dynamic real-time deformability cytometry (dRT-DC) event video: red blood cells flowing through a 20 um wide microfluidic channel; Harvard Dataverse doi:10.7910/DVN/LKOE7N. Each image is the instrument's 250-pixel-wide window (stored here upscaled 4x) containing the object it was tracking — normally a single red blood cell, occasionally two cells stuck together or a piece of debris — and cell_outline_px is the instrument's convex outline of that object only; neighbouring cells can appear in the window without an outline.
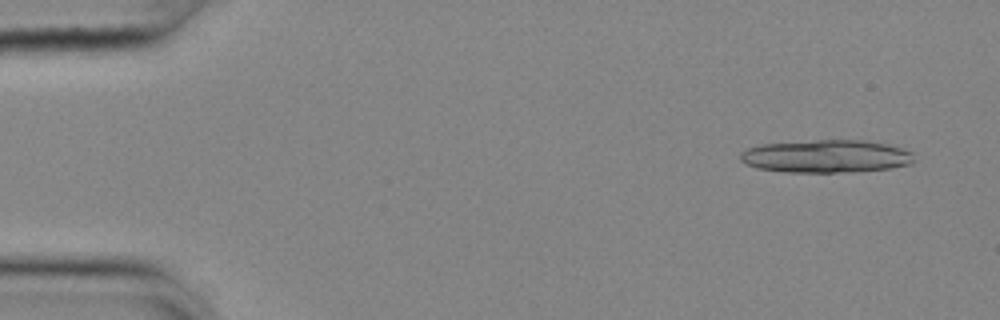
{"species": "common noctule bat (a hibernating species)", "species_latin": "Nyctalus noctula", "temperature_condition": "cold", "stored_images_in_passage": 18, "camera_frame_rate_fps": 3000, "um_per_image_px": 0.085, "animal": {"sex": "female", "body_mass_g": 25.1}, "frame": {"image": 1, "passage_image": 1, "time_ms": 0.0, "image_size_px": [1000, 320], "cell_outline_px": [[912, 164], [892, 168], [856, 172], [784, 172], [756, 168], [740, 160], [740, 152], [748, 148], [760, 144], [816, 140], [864, 140], [888, 144], [912, 152]], "centroid_in_image_um": [70.22, 13.29], "position_along_channel_um": 14.8, "area_um2": 33.41}}